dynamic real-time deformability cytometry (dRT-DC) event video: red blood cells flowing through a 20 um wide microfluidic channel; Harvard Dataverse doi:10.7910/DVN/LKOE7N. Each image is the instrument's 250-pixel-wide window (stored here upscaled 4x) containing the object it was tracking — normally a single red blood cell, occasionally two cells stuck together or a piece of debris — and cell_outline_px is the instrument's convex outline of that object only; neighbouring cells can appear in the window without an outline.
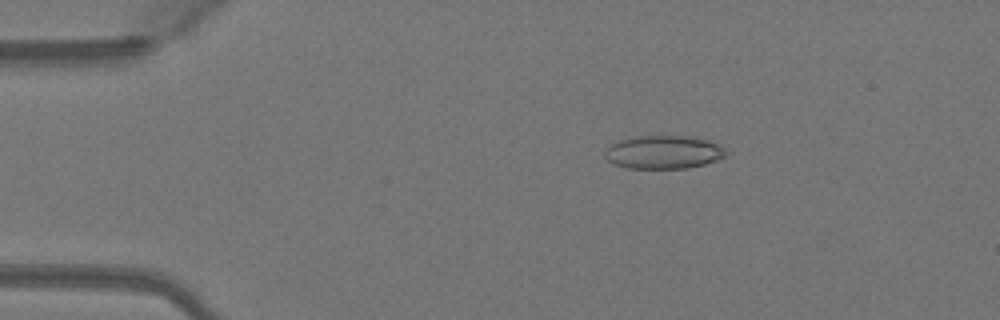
{"species": "Egyptian fruit bat (a non-hibernating species)", "species_latin": "Rousettus aegyptiacus", "temperature_condition": "warm", "stored_images_in_passage": 49, "camera_frame_rate_fps": 3000, "um_per_image_px": 0.085, "animal": {"sex": "female"}, "frame": {"image": 1, "passage_image": 9, "time_ms": 2.667, "image_size_px": [1000, 320], "cell_outline_px": [[728, 152], [724, 156], [716, 160], [704, 164], [688, 168], [628, 168], [612, 164], [604, 156], [604, 152], [612, 144], [620, 140], [636, 136], [684, 136], [704, 140], [716, 144], [724, 148]], "centroid_in_image_um": [56.36, 12.94], "position_along_channel_um": 28.6, "area_um2": 23.18}}
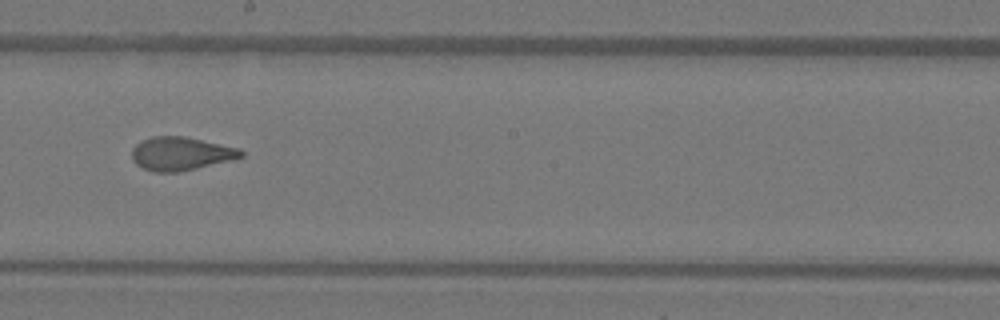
{"frame": {"image": 2, "passage_image": 28, "time_ms": 9.0, "image_size_px": [1000, 320], "cell_outline_px": [[244, 156], [232, 160], [196, 168], [176, 172], [152, 172], [136, 164], [132, 160], [132, 148], [136, 144], [152, 136], [184, 136], [240, 148], [244, 152]], "centroid_in_image_um": [15.38, 13.06], "position_along_channel_um": 232.8, "area_um2": 21.21}}
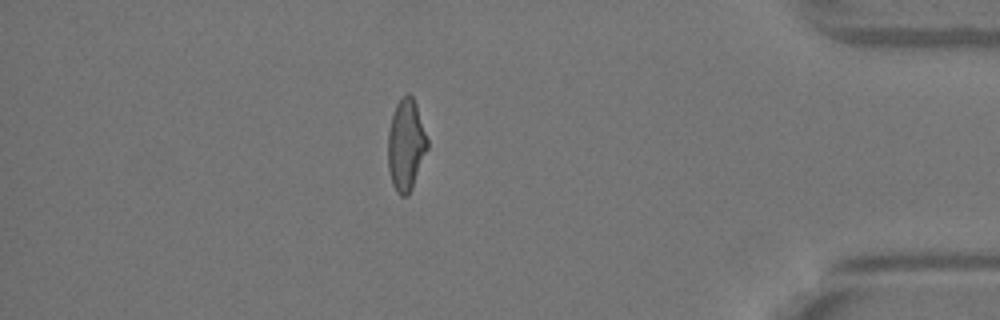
{"frame": {"image": 3, "passage_image": 43, "time_ms": 14.0, "image_size_px": [1000, 320], "cell_outline_px": [[428, 148], [412, 188], [408, 196], [400, 196], [396, 192], [392, 184], [388, 168], [388, 132], [392, 116], [396, 104], [400, 96], [408, 92], [412, 96], [416, 104], [428, 140]], "centroid_in_image_um": [34.5, 12.31], "position_along_channel_um": 400.7, "area_um2": 21.15}, "authors_computed_cell_mechanics": {"area_um2": 21.5016, "velocity_mm_per_s": 4.1252, "shape_relaxation_time_tau1_ms": 7.3066, "shape_relaxation_time_tau2_ms": 0.8809, "deformation_change_tau1": 0.2055, "deformation_change_tau2": 0.0873}}